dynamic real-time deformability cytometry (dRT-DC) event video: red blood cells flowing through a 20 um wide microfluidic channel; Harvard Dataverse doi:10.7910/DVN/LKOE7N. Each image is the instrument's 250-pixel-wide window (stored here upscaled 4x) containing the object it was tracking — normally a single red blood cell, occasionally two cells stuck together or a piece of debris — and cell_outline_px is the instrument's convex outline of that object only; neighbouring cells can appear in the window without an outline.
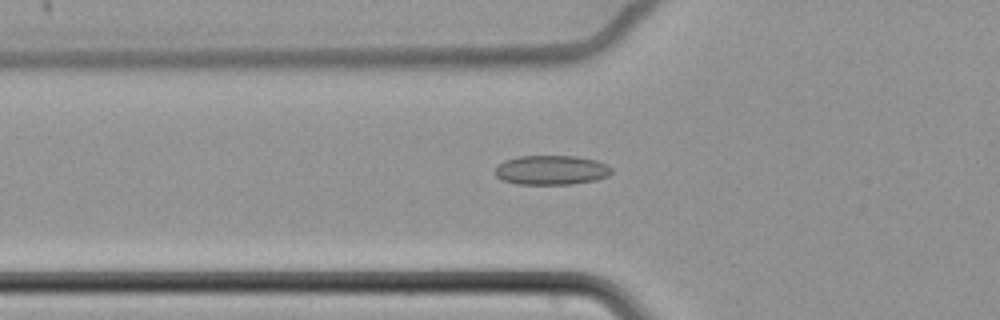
{"species": "common noctule bat (a hibernating species)", "species_latin": "Nyctalus noctula", "temperature_condition": "cold", "stored_images_in_passage": 64, "camera_frame_rate_fps": 3000, "um_per_image_px": 0.085, "animal": {"sex": "female", "body_mass_g": 22.7, "forearm_length_mm": 54.2}, "frame": {"image": 1, "passage_image": 25, "time_ms": 8.0, "image_size_px": [1000, 320], "cell_outline_px": [[612, 172], [608, 176], [596, 180], [572, 184], [516, 184], [500, 180], [496, 176], [496, 164], [504, 160], [520, 156], [576, 156], [596, 160], [608, 164], [612, 168]], "centroid_in_image_um": [46.86, 14.45], "position_along_channel_um": 78.9, "area_um2": 20.23}}
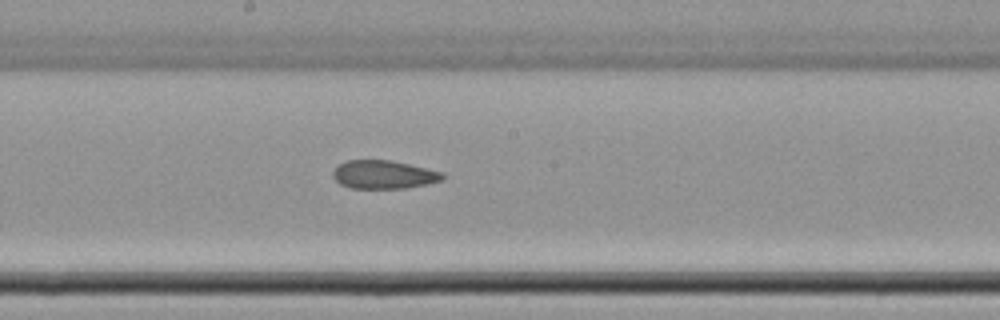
{"frame": {"image": 2, "passage_image": 37, "time_ms": 12.0, "image_size_px": [1000, 320], "cell_outline_px": [[444, 180], [428, 184], [404, 188], [352, 188], [340, 184], [332, 176], [332, 172], [340, 164], [348, 160], [392, 160], [444, 172]], "centroid_in_image_um": [32.65, 14.84], "position_along_channel_um": 215.6, "area_um2": 18.15}}
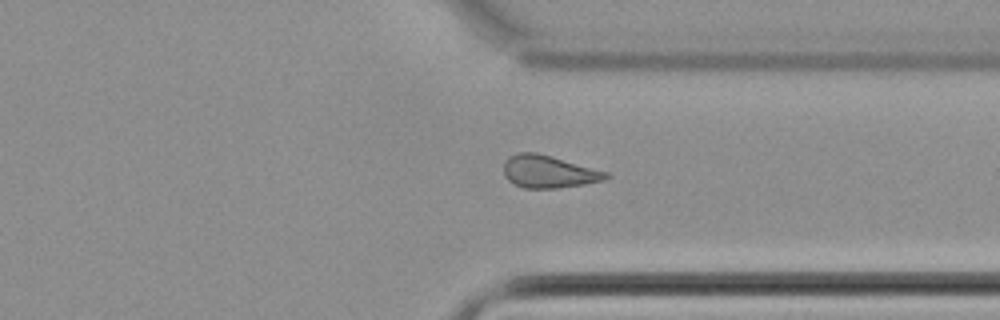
{"frame": {"image": 3, "passage_image": 50, "time_ms": 16.333, "image_size_px": [1000, 320], "cell_outline_px": [[612, 176], [604, 180], [584, 184], [556, 188], [524, 188], [508, 180], [504, 176], [504, 160], [508, 156], [520, 152], [536, 152], [552, 156], [608, 172]], "centroid_in_image_um": [46.63, 14.58], "position_along_channel_um": 364.8, "area_um2": 19.42}}